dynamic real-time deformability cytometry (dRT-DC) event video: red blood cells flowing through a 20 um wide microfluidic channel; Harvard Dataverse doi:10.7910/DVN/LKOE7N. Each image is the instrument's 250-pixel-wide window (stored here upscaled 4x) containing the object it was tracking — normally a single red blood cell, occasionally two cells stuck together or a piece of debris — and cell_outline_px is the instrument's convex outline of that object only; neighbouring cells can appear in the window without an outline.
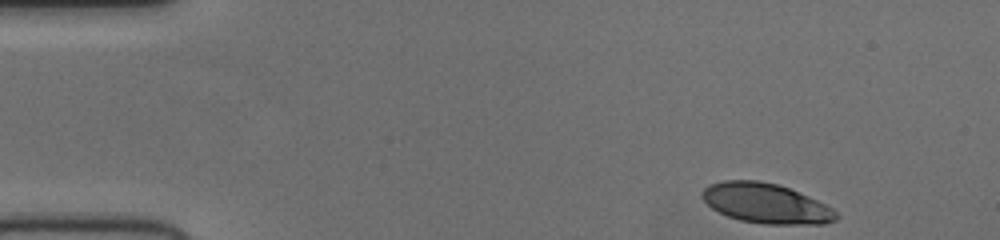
{"species": "human", "species_latin": "Homo sapiens", "temperature_condition": "cold", "stored_images_in_passage": 44, "camera_frame_rate_fps": 3000, "um_per_image_px": 0.085, "donor": {"sex": "female"}, "frame": {"image": 1, "passage_image": 1, "time_ms": 0.0, "image_size_px": [1000, 240], "cell_outline_px": [[840, 216], [836, 220], [824, 224], [764, 224], [740, 220], [728, 216], [712, 208], [700, 196], [700, 192], [708, 184], [724, 180], [760, 180], [776, 184], [788, 188], [808, 196], [832, 208]], "centroid_in_image_um": [65.09, 17.28], "position_along_channel_um": 19.9, "area_um2": 31.15}}
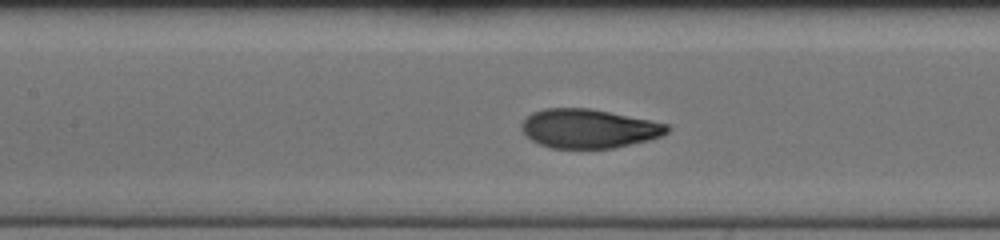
{"frame": {"image": 2, "passage_image": 19, "time_ms": 6.0, "image_size_px": [1000, 240], "cell_outline_px": [[672, 128], [668, 132], [660, 136], [648, 140], [612, 148], [552, 148], [540, 144], [532, 140], [520, 128], [520, 124], [532, 112], [544, 108], [588, 108], [668, 124]], "centroid_in_image_um": [50.02, 10.93], "position_along_channel_um": 157.4, "area_um2": 32.77}}
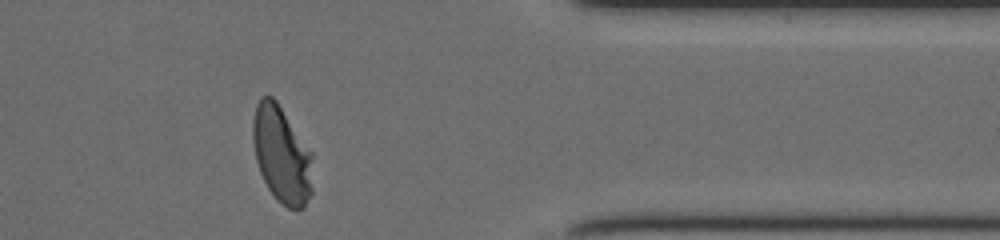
{"frame": {"image": 3, "passage_image": 38, "time_ms": 12.333, "image_size_px": [1000, 240], "cell_outline_px": [[312, 192], [304, 208], [288, 208], [280, 204], [276, 200], [268, 188], [260, 172], [256, 160], [252, 140], [252, 124], [256, 104], [264, 96], [272, 96], [276, 100], [312, 152]], "centroid_in_image_um": [23.94, 13.16], "position_along_channel_um": 387.5, "area_um2": 33.87}}